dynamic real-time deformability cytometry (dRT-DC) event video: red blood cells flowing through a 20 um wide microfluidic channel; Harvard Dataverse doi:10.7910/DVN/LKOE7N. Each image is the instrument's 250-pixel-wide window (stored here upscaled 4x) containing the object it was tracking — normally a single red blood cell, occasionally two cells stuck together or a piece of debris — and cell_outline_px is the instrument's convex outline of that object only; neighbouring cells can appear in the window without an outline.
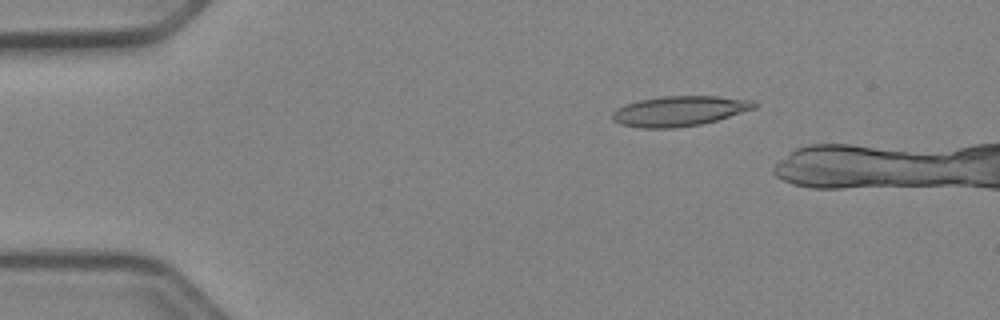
{"species": "Egyptian fruit bat (a non-hibernating species)", "species_latin": "Rousettus aegyptiacus", "temperature_condition": "cold", "stored_images_in_passage": 15, "camera_frame_rate_fps": 3000, "um_per_image_px": 0.085, "animal": {"sex": "female"}, "frame": {"image": 1, "passage_image": 9, "time_ms": 2.667, "image_size_px": [1000, 320], "cell_outline_px": [[760, 104], [756, 108], [716, 120], [700, 124], [672, 128], [640, 128], [620, 124], [612, 120], [612, 112], [616, 108], [624, 104], [640, 100], [664, 96], [716, 96], [752, 100]], "centroid_in_image_um": [57.73, 9.43], "position_along_channel_um": 27.3, "area_um2": 24.91}}